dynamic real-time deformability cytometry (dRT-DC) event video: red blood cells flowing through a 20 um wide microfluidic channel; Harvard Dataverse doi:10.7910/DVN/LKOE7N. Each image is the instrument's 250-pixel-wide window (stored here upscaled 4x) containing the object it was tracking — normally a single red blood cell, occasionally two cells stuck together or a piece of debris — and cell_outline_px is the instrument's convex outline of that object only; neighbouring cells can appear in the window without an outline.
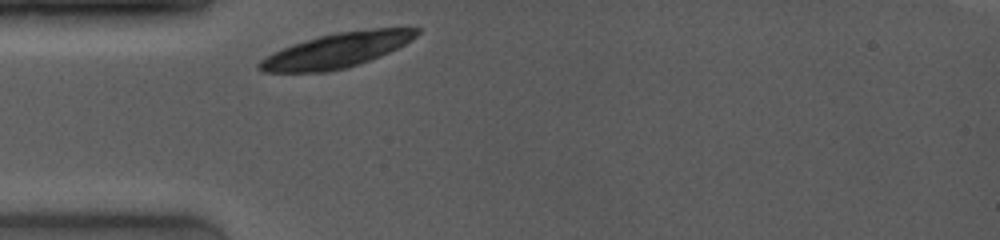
{"species": "common noctule bat (a hibernating species)", "species_latin": "Nyctalus noctula", "temperature_condition": "room temperature", "stored_images_in_passage": 1, "camera_frame_rate_fps": 4000, "um_per_image_px": 0.085, "animal": {"sex": "female", "body_mass_g": 19.0, "forearm_length_mm": 53.3}, "frame": {"image": 1, "passage_image": 1, "time_ms": 0.0, "image_size_px": [1000, 240], "cell_outline_px": [[420, 32], [416, 36], [404, 44], [380, 56], [344, 68], [328, 72], [264, 72], [256, 68], [256, 64], [260, 60], [292, 44], [320, 36], [340, 32], [372, 28], [420, 28]], "centroid_in_image_um": [28.61, 4.28], "position_along_channel_um": 56.4, "area_um2": 31.21}}